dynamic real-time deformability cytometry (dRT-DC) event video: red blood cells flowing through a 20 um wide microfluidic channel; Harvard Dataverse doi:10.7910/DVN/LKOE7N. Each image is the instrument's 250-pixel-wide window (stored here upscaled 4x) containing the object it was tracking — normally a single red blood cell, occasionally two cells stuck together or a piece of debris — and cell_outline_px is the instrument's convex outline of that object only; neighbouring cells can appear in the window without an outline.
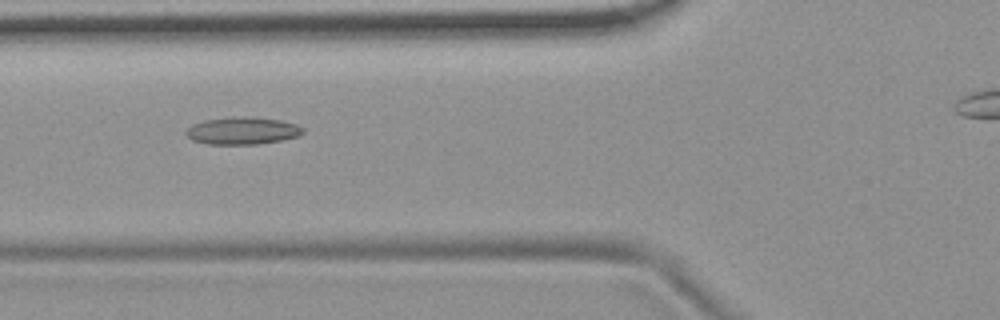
{"species": "common noctule bat (a hibernating species)", "species_latin": "Nyctalus noctula", "temperature_condition": "room temperature", "stored_images_in_passage": 10, "camera_frame_rate_fps": 3000, "um_per_image_px": 0.085, "animal": {"sex": "female", "body_mass_g": 19.9}, "frame": {"image": 1, "passage_image": 4, "time_ms": 3.333, "image_size_px": [1000, 320], "cell_outline_px": [[304, 132], [296, 136], [280, 140], [256, 144], [208, 144], [192, 140], [184, 132], [192, 124], [204, 120], [280, 120], [296, 124], [304, 128]], "centroid_in_image_um": [20.58, 11.18], "position_along_channel_um": 105.2, "area_um2": 17.28}}
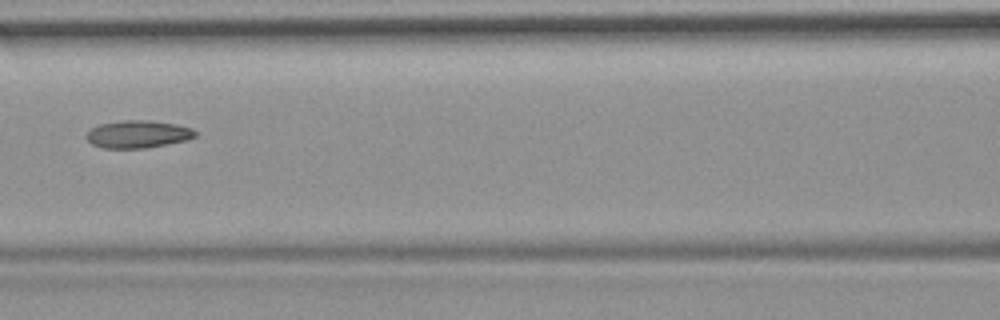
{"frame": {"image": 2, "passage_image": 5, "time_ms": 4.667, "image_size_px": [1000, 320], "cell_outline_px": [[196, 136], [188, 140], [144, 148], [104, 148], [92, 144], [84, 136], [92, 128], [100, 124], [124, 120], [148, 120], [176, 124], [192, 128], [196, 132]], "centroid_in_image_um": [11.73, 11.4], "position_along_channel_um": 154.9, "area_um2": 17.4}}
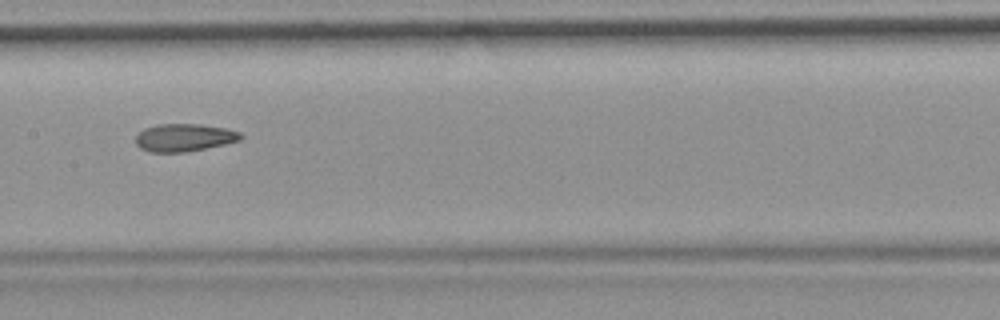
{"frame": {"image": 3, "passage_image": 6, "time_ms": 5.667, "image_size_px": [1000, 320], "cell_outline_px": [[244, 136], [240, 140], [224, 144], [188, 152], [152, 152], [140, 148], [136, 144], [136, 136], [144, 128], [156, 124], [200, 124], [224, 128], [240, 132]], "centroid_in_image_um": [15.65, 11.69], "position_along_channel_um": 191.7, "area_um2": 16.94}}